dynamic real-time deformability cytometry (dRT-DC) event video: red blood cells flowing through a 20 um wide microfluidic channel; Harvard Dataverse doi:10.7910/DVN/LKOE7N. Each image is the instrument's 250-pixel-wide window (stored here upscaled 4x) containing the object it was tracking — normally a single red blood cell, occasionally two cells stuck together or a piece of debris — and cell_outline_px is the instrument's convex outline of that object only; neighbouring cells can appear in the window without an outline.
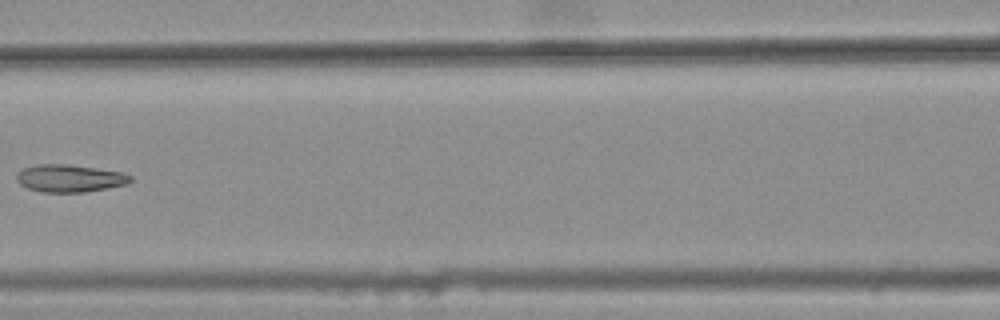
{"species": "common noctule bat (a hibernating species)", "species_latin": "Nyctalus noctula", "temperature_condition": "warm", "stored_images_in_passage": 7, "camera_frame_rate_fps": 3000, "um_per_image_px": 0.085, "animal": {"sex": "female", "body_mass_g": 25.1}, "frame": {"image": 1, "passage_image": 6, "time_ms": 1.667, "image_size_px": [1000, 320], "cell_outline_px": [[132, 180], [128, 184], [108, 188], [84, 192], [40, 192], [28, 188], [20, 184], [16, 180], [16, 172], [24, 168], [36, 164], [68, 164], [124, 172], [132, 176]], "centroid_in_image_um": [5.93, 15.15], "position_along_channel_um": 160.7, "area_um2": 18.44}}
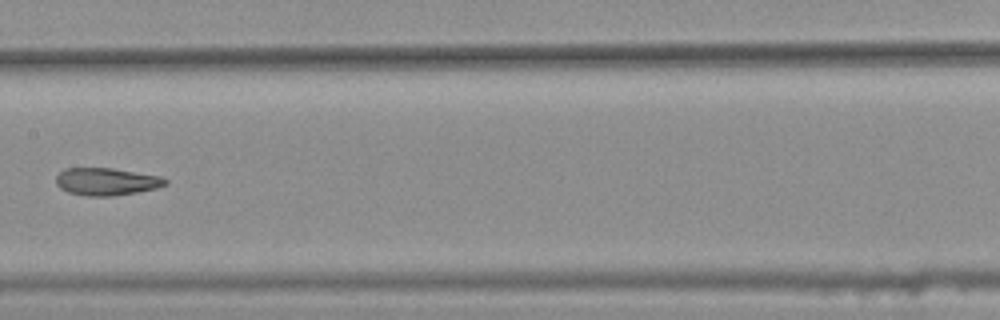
{"frame": {"image": 2, "passage_image": 7, "time_ms": 2.0, "image_size_px": [1000, 320], "cell_outline_px": [[168, 184], [156, 188], [136, 192], [112, 196], [88, 196], [68, 192], [60, 188], [56, 184], [56, 176], [64, 168], [112, 168], [160, 176], [168, 180]], "centroid_in_image_um": [9.04, 15.43], "position_along_channel_um": 198.4, "area_um2": 17.46}}